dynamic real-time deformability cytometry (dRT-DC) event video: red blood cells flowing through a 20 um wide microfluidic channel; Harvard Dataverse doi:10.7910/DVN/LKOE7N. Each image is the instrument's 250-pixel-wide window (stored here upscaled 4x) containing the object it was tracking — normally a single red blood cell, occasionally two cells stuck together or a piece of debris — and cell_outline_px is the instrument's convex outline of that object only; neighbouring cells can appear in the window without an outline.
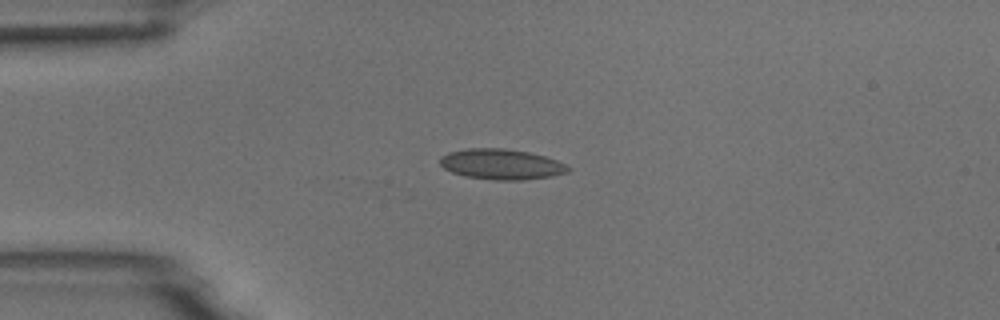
{"species": "common noctule bat (a hibernating species)", "species_latin": "Nyctalus noctula", "temperature_condition": "room temperature", "stored_images_in_passage": 8, "camera_frame_rate_fps": 3000, "um_per_image_px": 0.085, "animal": {"sex": "male", "body_mass_g": 18.8}, "frame": {"image": 1, "passage_image": 1, "time_ms": 0.0, "image_size_px": [1000, 320], "cell_outline_px": [[572, 168], [568, 172], [552, 176], [524, 180], [496, 180], [464, 176], [452, 172], [444, 168], [440, 164], [440, 156], [448, 152], [468, 148], [504, 148], [528, 152], [544, 156], [556, 160]], "centroid_in_image_um": [42.6, 13.96], "position_along_channel_um": 42.4, "area_um2": 22.77}}